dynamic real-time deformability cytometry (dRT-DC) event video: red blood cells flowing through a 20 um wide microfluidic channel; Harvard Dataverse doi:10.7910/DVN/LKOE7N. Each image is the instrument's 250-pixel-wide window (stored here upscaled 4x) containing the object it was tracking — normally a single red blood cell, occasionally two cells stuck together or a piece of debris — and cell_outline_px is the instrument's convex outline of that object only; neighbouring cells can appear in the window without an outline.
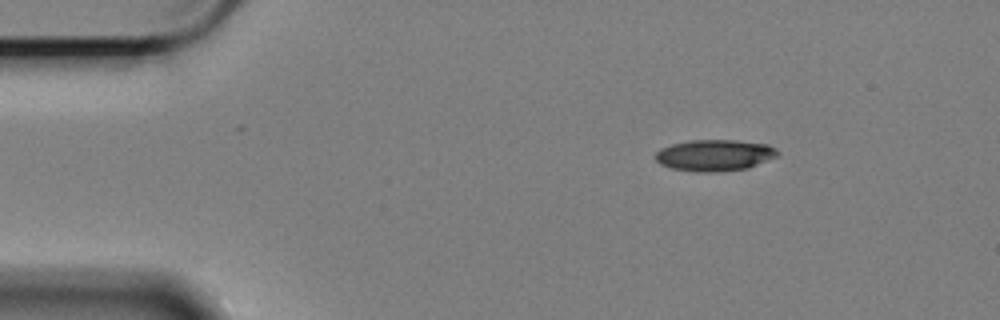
{"species": "Egyptian fruit bat (a non-hibernating species)", "species_latin": "Rousettus aegyptiacus", "temperature_condition": "cold", "stored_images_in_passage": 48, "camera_frame_rate_fps": 3000, "um_per_image_px": 0.085, "animal": {"sex": "female"}, "frame": {"image": 1, "passage_image": 1, "time_ms": 0.0, "image_size_px": [1000, 320], "cell_outline_px": [[780, 156], [748, 168], [720, 172], [696, 172], [672, 168], [660, 164], [656, 160], [656, 152], [660, 148], [672, 144], [688, 140], [736, 140], [768, 144], [776, 148], [780, 152]], "centroid_in_image_um": [60.79, 13.2], "position_along_channel_um": 24.2, "area_um2": 22.66}}
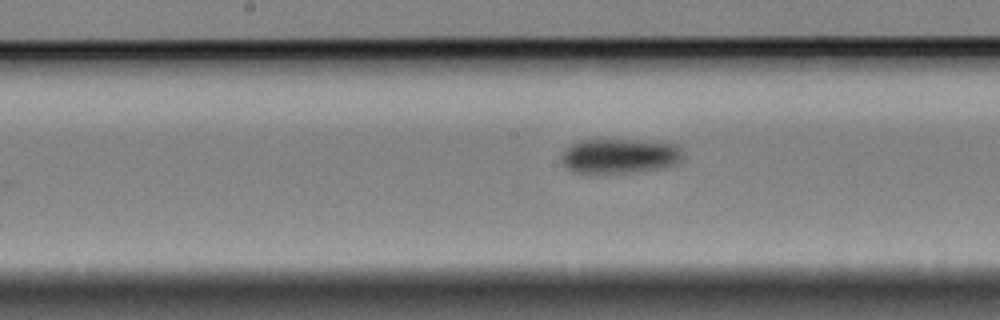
{"frame": {"image": 2, "passage_image": 22, "time_ms": 7.0, "image_size_px": [1000, 320], "cell_outline_px": [[684, 156], [680, 160], [672, 164], [660, 168], [624, 172], [576, 172], [568, 168], [564, 164], [564, 152], [572, 144], [580, 140], [600, 136], [680, 144], [684, 152]], "centroid_in_image_um": [52.72, 13.17], "position_along_channel_um": 195.5, "area_um2": 24.91}}
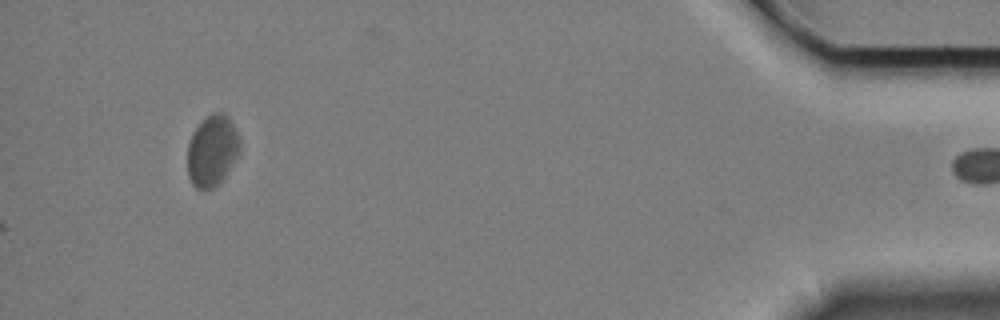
{"frame": {"image": 3, "passage_image": 48, "time_ms": 15.667, "image_size_px": [1000, 320], "cell_outline_px": [[240, 152], [224, 180], [220, 184], [212, 188], [196, 188], [192, 184], [188, 176], [188, 144], [196, 128], [212, 112], [220, 112], [228, 116], [240, 140]], "centroid_in_image_um": [18.06, 12.85], "position_along_channel_um": 417.1, "area_um2": 21.62}, "authors_computed_cell_mechanics": {"area_um2": 23.2067, "velocity_mm_per_s": 3.3592, "shape_relaxation_time_tau1_ms": 1.3019, "shape_relaxation_time_tau2_ms": null, "deformation_change_tau1": 0.1167, "deformation_change_tau2": null}}